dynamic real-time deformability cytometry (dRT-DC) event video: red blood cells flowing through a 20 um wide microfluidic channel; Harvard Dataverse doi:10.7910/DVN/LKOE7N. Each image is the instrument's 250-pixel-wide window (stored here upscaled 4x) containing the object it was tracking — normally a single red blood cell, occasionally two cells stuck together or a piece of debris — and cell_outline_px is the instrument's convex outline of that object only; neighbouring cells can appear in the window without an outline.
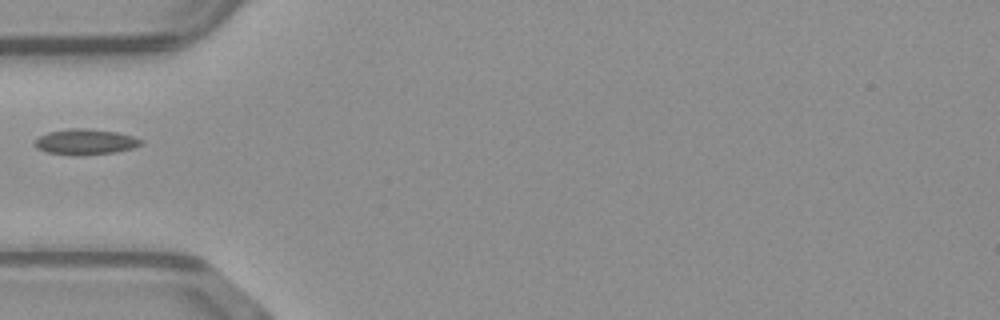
{"species": "common noctule bat (a hibernating species)", "species_latin": "Nyctalus noctula", "temperature_condition": "warm", "stored_images_in_passage": 5, "camera_frame_rate_fps": 3000, "um_per_image_px": 0.085, "animal": {"sex": "male", "body_mass_g": 23.1, "forearm_length_mm": 52.7}, "frame": {"image": 1, "passage_image": 1, "time_ms": 0.0, "image_size_px": [1000, 320], "cell_outline_px": [[144, 140], [140, 144], [132, 148], [112, 152], [76, 156], [48, 152], [36, 148], [32, 144], [40, 136], [48, 132], [68, 128], [88, 128], [116, 132], [132, 136]], "centroid_in_image_um": [7.21, 12.05], "position_along_channel_um": 77.8, "area_um2": 15.78}}